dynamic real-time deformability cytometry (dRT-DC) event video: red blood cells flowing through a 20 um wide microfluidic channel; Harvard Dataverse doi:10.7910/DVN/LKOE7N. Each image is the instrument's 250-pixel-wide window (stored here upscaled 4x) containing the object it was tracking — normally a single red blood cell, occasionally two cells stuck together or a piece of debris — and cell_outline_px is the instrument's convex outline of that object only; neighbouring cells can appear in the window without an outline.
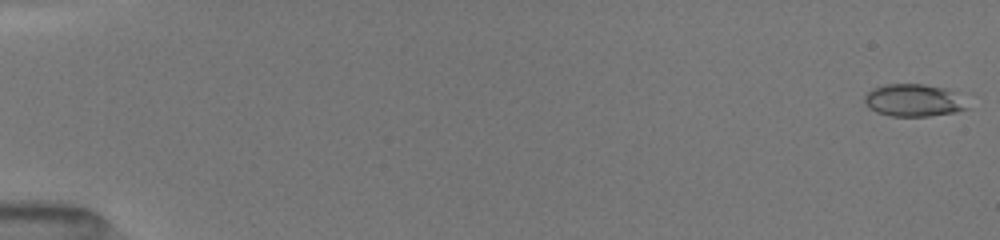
{"species": "common noctule bat (a hibernating species)", "species_latin": "Nyctalus noctula", "temperature_condition": "room temperature", "stored_images_in_passage": 51, "camera_frame_rate_fps": 3000, "um_per_image_px": 0.085, "animal": {"sex": "female", "body_mass_g": 19.5, "forearm_length_mm": 54.1}, "frame": {"image": 1, "passage_image": 1, "time_ms": 0.0, "image_size_px": [1000, 240], "cell_outline_px": [[968, 108], [956, 112], [928, 116], [892, 116], [876, 112], [868, 108], [864, 100], [864, 96], [872, 88], [884, 84], [924, 84], [944, 88], [964, 96]], "centroid_in_image_um": [77.67, 8.52], "position_along_channel_um": 7.3, "area_um2": 19.59}}
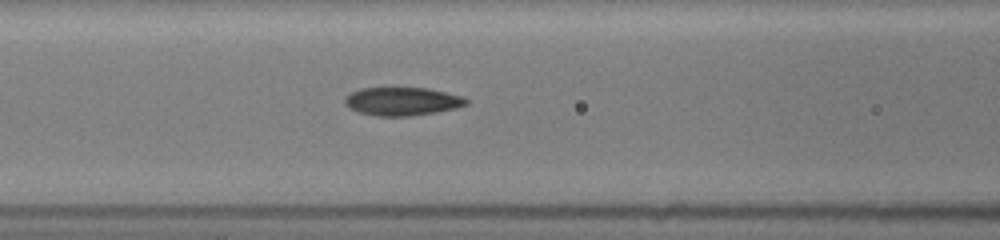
{"frame": {"image": 2, "passage_image": 23, "time_ms": 7.333, "image_size_px": [1000, 240], "cell_outline_px": [[468, 104], [456, 108], [436, 112], [412, 116], [376, 116], [360, 112], [348, 108], [344, 104], [344, 96], [360, 88], [388, 84], [428, 88], [464, 96], [468, 100]], "centroid_in_image_um": [34.15, 8.56], "position_along_channel_um": 132.5, "area_um2": 21.15}}
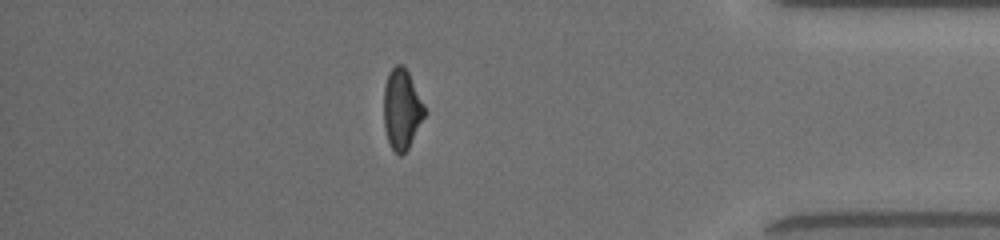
{"frame": {"image": 3, "passage_image": 45, "time_ms": 14.667, "image_size_px": [1000, 240], "cell_outline_px": [[428, 112], [408, 148], [400, 156], [392, 148], [388, 140], [384, 128], [384, 88], [388, 72], [396, 64], [404, 64]], "centroid_in_image_um": [34.17, 9.26], "position_along_channel_um": 401.0, "area_um2": 19.19}, "authors_computed_cell_mechanics": {"area_um2": 19.7676, "velocity_mm_per_s": 4.0666, "shape_relaxation_time_tau1_ms": 11.1863, "shape_relaxation_time_tau2_ms": 2.3371, "deformation_change_tau1": 0.2673, "deformation_change_tau2": 0.0779}}